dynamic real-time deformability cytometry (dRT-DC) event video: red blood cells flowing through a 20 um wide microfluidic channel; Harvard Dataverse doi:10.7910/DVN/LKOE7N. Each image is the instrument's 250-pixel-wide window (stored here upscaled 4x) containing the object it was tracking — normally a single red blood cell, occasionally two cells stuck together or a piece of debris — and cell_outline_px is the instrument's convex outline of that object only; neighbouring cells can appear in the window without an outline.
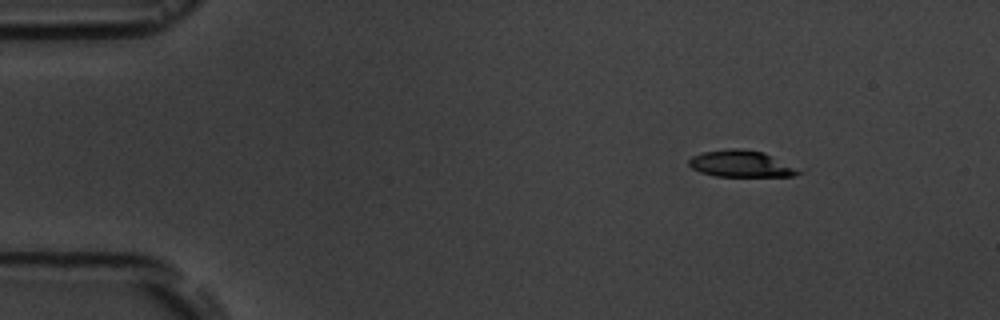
{"species": "common noctule bat (a hibernating species)", "species_latin": "Nyctalus noctula", "temperature_condition": "room temperature", "stored_images_in_passage": 6, "camera_frame_rate_fps": 3000, "um_per_image_px": 0.085, "animal": {"sex": "male", "body_mass_g": 19.5, "forearm_length_mm": 54.6}, "frame": {"image": 1, "passage_image": 2, "time_ms": 1.333, "image_size_px": [1000, 320], "cell_outline_px": [[808, 168], [804, 172], [792, 176], [716, 176], [700, 172], [692, 168], [688, 164], [688, 160], [692, 156], [704, 152], [732, 148], [736, 148], [760, 152]], "centroid_in_image_um": [63.14, 13.94], "position_along_channel_um": 21.9, "area_um2": 17.34}}
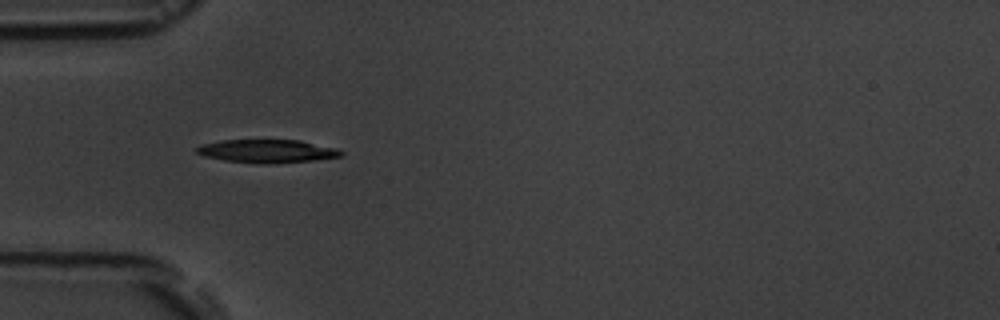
{"frame": {"image": 2, "passage_image": 5, "time_ms": 4.667, "image_size_px": [1000, 320], "cell_outline_px": [[344, 156], [312, 160], [268, 164], [260, 164], [224, 160], [204, 156], [196, 152], [196, 148], [200, 144], [220, 140], [300, 140], [336, 148], [344, 152]], "centroid_in_image_um": [22.7, 12.84], "position_along_channel_um": 62.3, "area_um2": 19.59}}
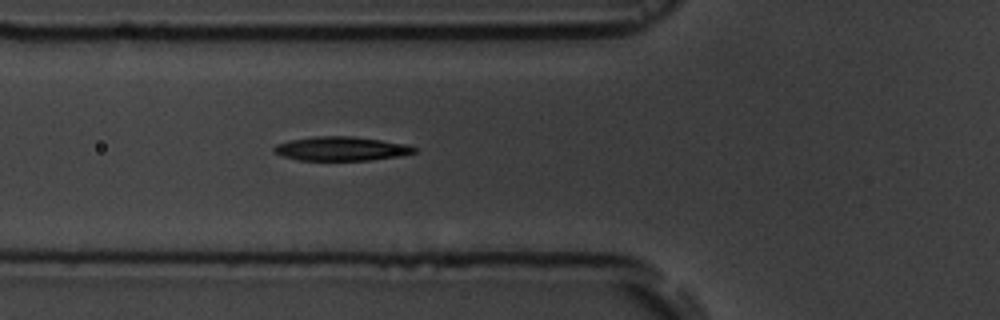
{"frame": {"image": 3, "passage_image": 6, "time_ms": 5.667, "image_size_px": [1000, 320], "cell_outline_px": [[416, 152], [400, 156], [368, 160], [300, 160], [280, 156], [272, 152], [272, 148], [276, 144], [288, 140], [316, 136], [352, 136], [408, 144], [416, 148]], "centroid_in_image_um": [28.95, 12.64], "position_along_channel_um": 96.8, "area_um2": 19.77}}